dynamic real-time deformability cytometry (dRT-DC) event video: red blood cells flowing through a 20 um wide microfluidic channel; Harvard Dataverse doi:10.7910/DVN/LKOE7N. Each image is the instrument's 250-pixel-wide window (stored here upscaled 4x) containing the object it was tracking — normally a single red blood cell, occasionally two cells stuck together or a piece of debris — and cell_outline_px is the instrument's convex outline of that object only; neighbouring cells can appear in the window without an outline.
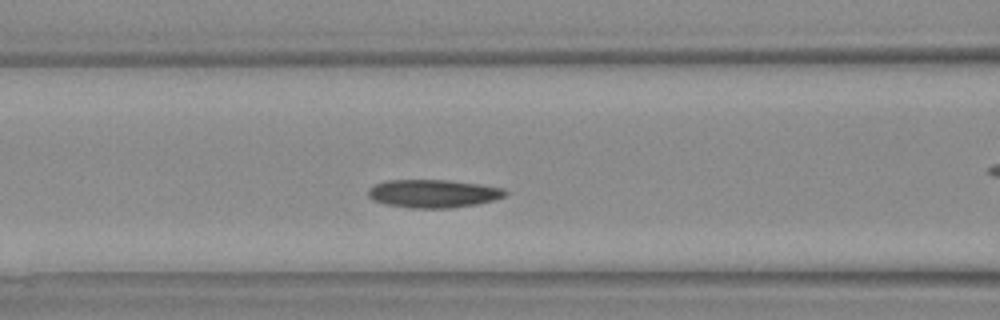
{"species": "Egyptian fruit bat (a non-hibernating species)", "species_latin": "Rousettus aegyptiacus", "temperature_condition": "warm", "stored_images_in_passage": 30, "camera_frame_rate_fps": 3000, "um_per_image_px": 0.085, "animal": {"sex": "female"}, "frame": {"image": 1, "passage_image": 9, "time_ms": 2.667, "image_size_px": [1000, 320], "cell_outline_px": [[508, 192], [504, 196], [492, 200], [476, 204], [452, 208], [412, 208], [388, 204], [376, 200], [368, 196], [368, 188], [376, 184], [388, 180], [448, 180], [504, 188]], "centroid_in_image_um": [36.83, 16.45], "position_along_channel_um": 129.8, "area_um2": 22.14}}